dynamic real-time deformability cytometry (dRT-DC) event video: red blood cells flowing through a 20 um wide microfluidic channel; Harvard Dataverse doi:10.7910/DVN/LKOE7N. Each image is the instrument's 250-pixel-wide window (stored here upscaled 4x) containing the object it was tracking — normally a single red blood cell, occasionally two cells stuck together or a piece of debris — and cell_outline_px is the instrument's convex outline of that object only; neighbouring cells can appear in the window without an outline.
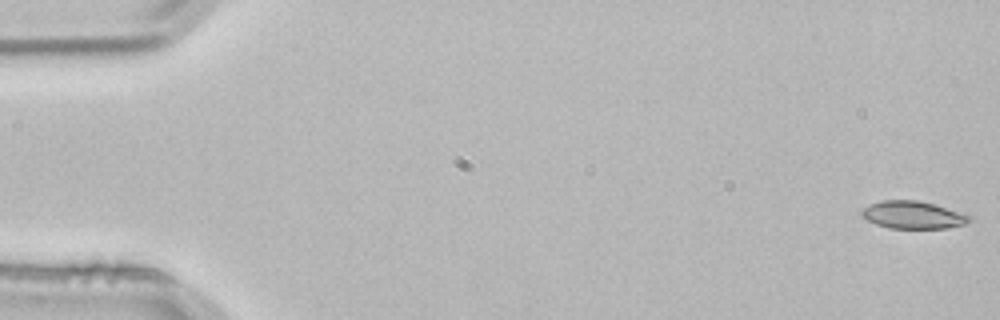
{"species": "common noctule bat (a hibernating species)", "species_latin": "Nyctalus noctula", "temperature_condition": "room temperature", "stored_images_in_passage": 4, "camera_frame_rate_fps": 3000, "um_per_image_px": 0.085, "animal": {"sex": "male", "body_mass_g": 21.5, "forearm_length_mm": 52.0}, "frame": {"image": 1, "passage_image": 1, "time_ms": 0.0, "image_size_px": [1000, 320], "cell_outline_px": [[972, 220], [964, 224], [944, 228], [888, 228], [876, 224], [860, 216], [860, 212], [864, 208], [880, 200], [920, 200], [936, 204], [972, 216]], "centroid_in_image_um": [77.6, 18.26], "position_along_channel_um": 7.4, "area_um2": 17.34}}
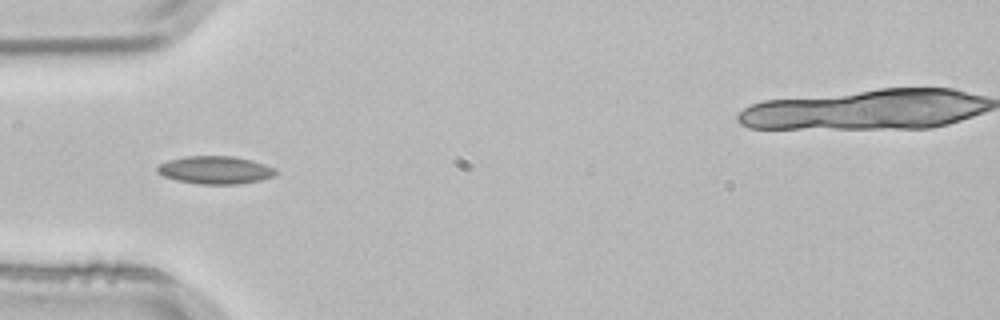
{"frame": {"image": 2, "passage_image": 4, "time_ms": 1.0, "image_size_px": [1000, 320], "cell_outline_px": [[276, 172], [272, 176], [260, 180], [236, 184], [200, 184], [176, 180], [164, 176], [156, 172], [156, 168], [160, 164], [168, 160], [184, 156], [232, 156], [252, 160], [276, 168]], "centroid_in_image_um": [18.27, 14.44], "position_along_channel_um": 66.7, "area_um2": 19.13}}